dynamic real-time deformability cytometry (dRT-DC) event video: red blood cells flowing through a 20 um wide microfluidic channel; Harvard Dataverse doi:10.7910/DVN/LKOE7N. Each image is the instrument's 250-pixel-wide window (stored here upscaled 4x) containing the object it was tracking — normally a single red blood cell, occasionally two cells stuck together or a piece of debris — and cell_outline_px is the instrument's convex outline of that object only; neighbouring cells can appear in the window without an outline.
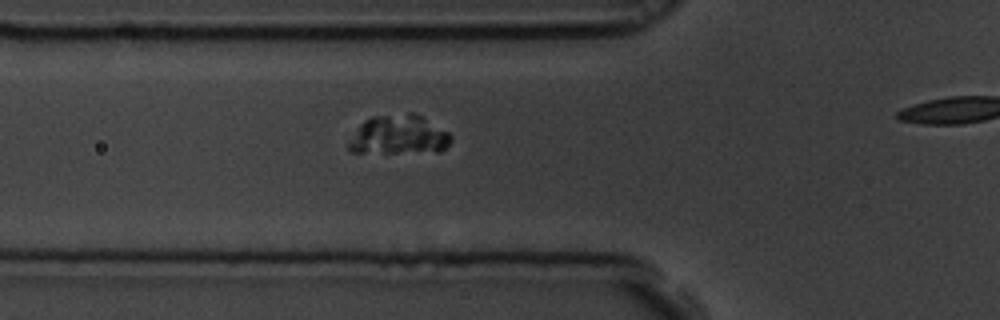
{"species": "common noctule bat (a hibernating species)", "species_latin": "Nyctalus noctula", "temperature_condition": "room temperature", "stored_images_in_passage": 4, "segment_of_instrument_passage": [1, 2], "camera_frame_rate_fps": 3000, "um_per_image_px": 0.085, "animal": {"sex": "male", "body_mass_g": 19.5, "forearm_length_mm": 54.6}, "frame": {"image": 1, "passage_image": 3, "time_ms": 0.667, "image_size_px": [1000, 320], "cell_outline_px": [[452, 140], [440, 152], [352, 152], [348, 148], [348, 144], [360, 124], [364, 120], [372, 116], [408, 112], [416, 112], [448, 132], [452, 136]], "centroid_in_image_um": [33.93, 11.45], "position_along_channel_um": 91.9, "area_um2": 23.47}}